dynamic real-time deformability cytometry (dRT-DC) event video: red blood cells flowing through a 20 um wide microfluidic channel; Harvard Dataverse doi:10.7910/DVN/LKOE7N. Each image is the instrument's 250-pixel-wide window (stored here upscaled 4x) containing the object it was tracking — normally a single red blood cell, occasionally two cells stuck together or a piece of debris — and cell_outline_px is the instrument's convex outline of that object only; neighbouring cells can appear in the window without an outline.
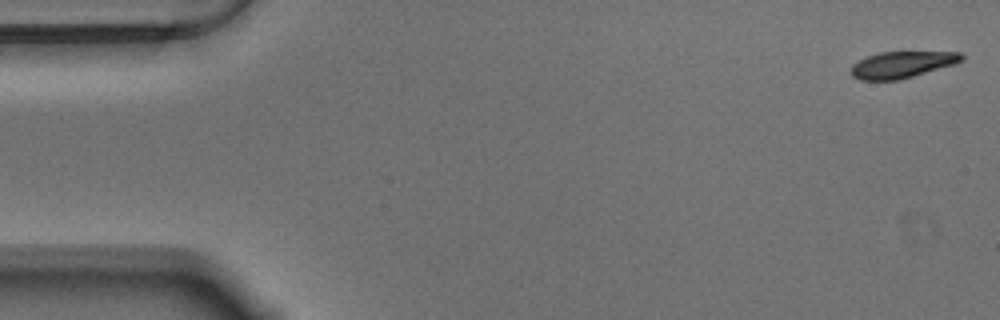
{"species": "Egyptian fruit bat (a non-hibernating species)", "species_latin": "Rousettus aegyptiacus", "temperature_condition": "warm", "stored_images_in_passage": 56, "camera_frame_rate_fps": 3000, "um_per_image_px": 0.085, "animal": {"sex": "male"}, "frame": {"image": 1, "passage_image": 1, "time_ms": 0.0, "image_size_px": [1000, 320], "cell_outline_px": [[964, 60], [956, 64], [900, 80], [860, 80], [852, 76], [848, 72], [852, 64], [868, 56], [880, 52], [960, 52], [964, 56]], "centroid_in_image_um": [76.67, 5.5], "position_along_channel_um": 8.3, "area_um2": 17.28}}
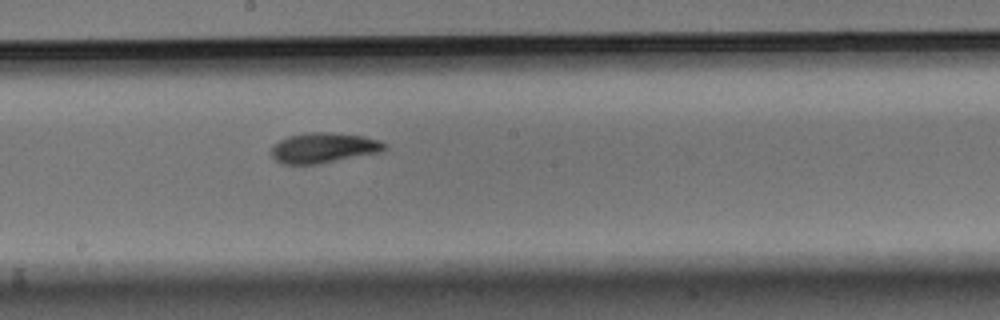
{"frame": {"image": 2, "passage_image": 30, "time_ms": 9.667, "image_size_px": [1000, 320], "cell_outline_px": [[388, 148], [380, 152], [320, 164], [284, 164], [276, 160], [272, 156], [272, 144], [288, 136], [304, 132], [328, 132], [364, 136], [380, 140], [388, 144]], "centroid_in_image_um": [27.53, 12.56], "position_along_channel_um": 220.7, "area_um2": 20.17}}
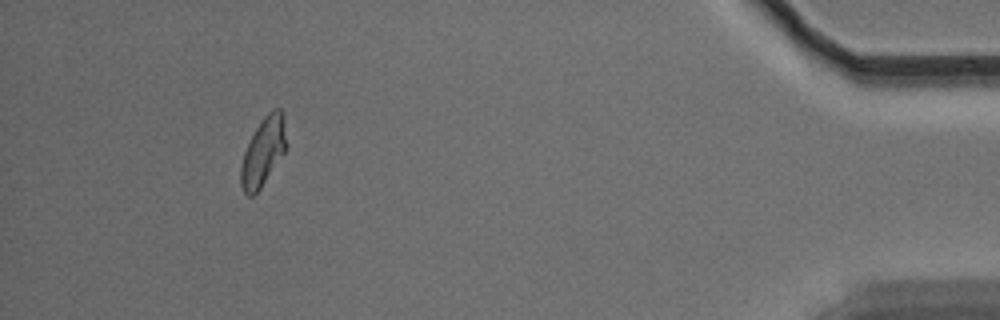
{"frame": {"image": 3, "passage_image": 52, "time_ms": 17.0, "image_size_px": [1000, 320], "cell_outline_px": [[288, 144], [284, 152], [260, 188], [252, 196], [248, 196], [244, 192], [240, 184], [240, 168], [244, 152], [260, 120], [272, 108], [280, 108], [284, 112]], "centroid_in_image_um": [22.4, 12.83], "position_along_channel_um": 412.8, "area_um2": 18.21}, "authors_computed_cell_mechanics": {"area_um2": 18.6983, "velocity_mm_per_s": 3.5219, "shape_relaxation_time_tau1_ms": 3.5051, "shape_relaxation_time_tau2_ms": 3.3264, "deformation_change_tau1": 0.1296, "deformation_change_tau2": 0.0733}}